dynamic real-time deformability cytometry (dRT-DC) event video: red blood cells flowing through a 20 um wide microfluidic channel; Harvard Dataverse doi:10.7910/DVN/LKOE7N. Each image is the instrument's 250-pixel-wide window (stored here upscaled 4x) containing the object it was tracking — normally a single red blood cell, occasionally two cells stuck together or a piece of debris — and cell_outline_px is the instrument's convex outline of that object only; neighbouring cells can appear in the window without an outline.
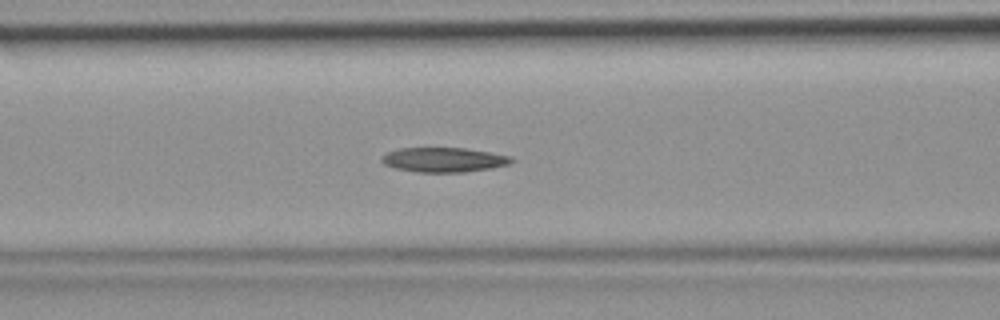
{"species": "common noctule bat (a hibernating species)", "species_latin": "Nyctalus noctula", "temperature_condition": "room temperature", "stored_images_in_passage": 44, "camera_frame_rate_fps": 3000, "um_per_image_px": 0.085, "animal": {"sex": "female", "body_mass_g": 19.9}, "frame": {"image": 1, "passage_image": 18, "time_ms": 5.667, "image_size_px": [1000, 320], "cell_outline_px": [[516, 160], [508, 164], [492, 168], [464, 172], [416, 172], [396, 168], [384, 164], [380, 160], [388, 152], [400, 148], [464, 148], [512, 156]], "centroid_in_image_um": [37.75, 13.58], "position_along_channel_um": 128.8, "area_um2": 18.5}}
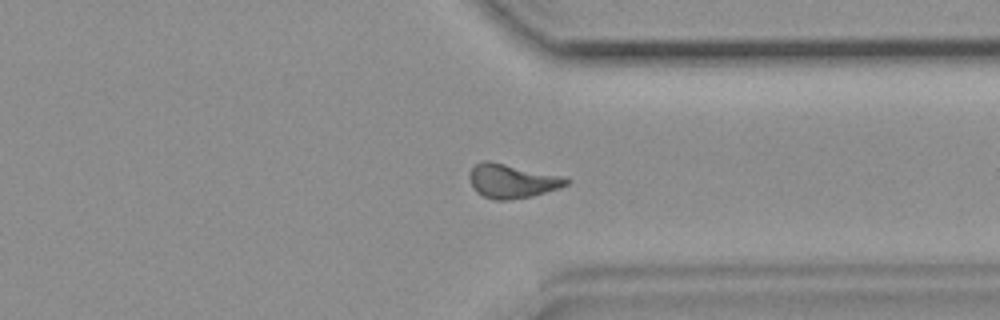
{"frame": {"image": 2, "passage_image": 34, "time_ms": 11.0, "image_size_px": [1000, 320], "cell_outline_px": [[572, 180], [568, 184], [560, 188], [532, 196], [508, 200], [496, 200], [484, 196], [476, 192], [468, 176], [472, 168], [480, 160], [488, 160], [560, 176]], "centroid_in_image_um": [43.51, 15.39], "position_along_channel_um": 367.9, "area_um2": 19.02}}
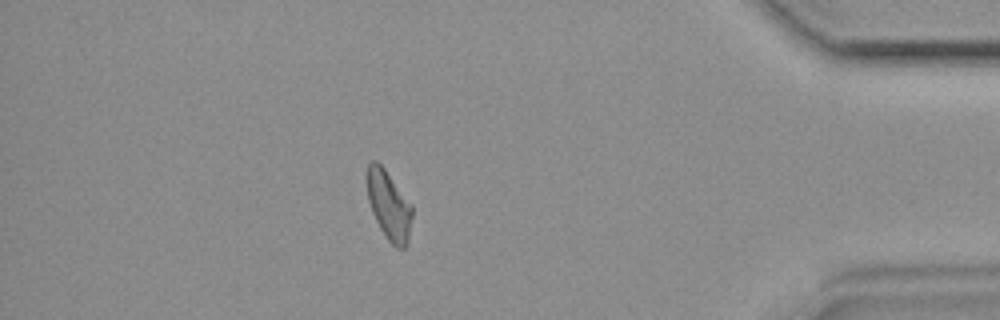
{"frame": {"image": 3, "passage_image": 39, "time_ms": 12.667, "image_size_px": [1000, 320], "cell_outline_px": [[412, 216], [408, 244], [404, 248], [396, 248], [388, 240], [380, 228], [372, 212], [368, 200], [364, 180], [364, 176], [368, 164], [372, 160], [376, 160], [384, 168], [412, 204]], "centroid_in_image_um": [33.02, 17.41], "position_along_channel_um": 402.2, "area_um2": 18.55}}